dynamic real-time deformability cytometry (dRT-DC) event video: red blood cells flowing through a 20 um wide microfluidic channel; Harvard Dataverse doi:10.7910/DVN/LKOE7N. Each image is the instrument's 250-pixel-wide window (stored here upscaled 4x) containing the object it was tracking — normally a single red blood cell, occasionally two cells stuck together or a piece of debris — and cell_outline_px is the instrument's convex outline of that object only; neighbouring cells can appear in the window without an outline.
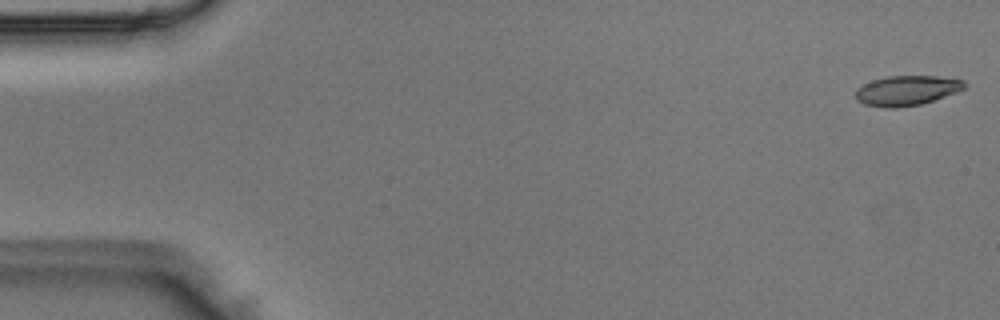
{"species": "Egyptian fruit bat (a non-hibernating species)", "species_latin": "Rousettus aegyptiacus", "temperature_condition": "room temperature", "stored_images_in_passage": 50, "camera_frame_rate_fps": 3000, "um_per_image_px": 0.085, "animal": {"sex": "male"}, "frame": {"image": 1, "passage_image": 1, "time_ms": 0.0, "image_size_px": [1000, 320], "cell_outline_px": [[968, 84], [964, 88], [956, 92], [920, 104], [896, 108], [884, 108], [864, 104], [856, 100], [856, 88], [872, 80], [888, 76], [936, 76], [964, 80]], "centroid_in_image_um": [77.05, 7.69], "position_along_channel_um": 7.9, "area_um2": 18.9}}
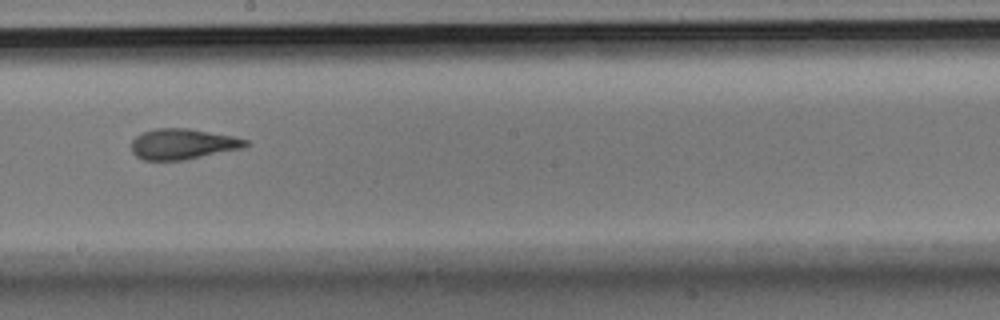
{"frame": {"image": 2, "passage_image": 28, "time_ms": 9.0, "image_size_px": [1000, 320], "cell_outline_px": [[252, 144], [244, 148], [184, 160], [144, 160], [136, 156], [132, 152], [132, 140], [140, 132], [156, 128], [188, 128], [232, 136], [248, 140]], "centroid_in_image_um": [15.54, 12.24], "position_along_channel_um": 232.7, "area_um2": 20.52}}
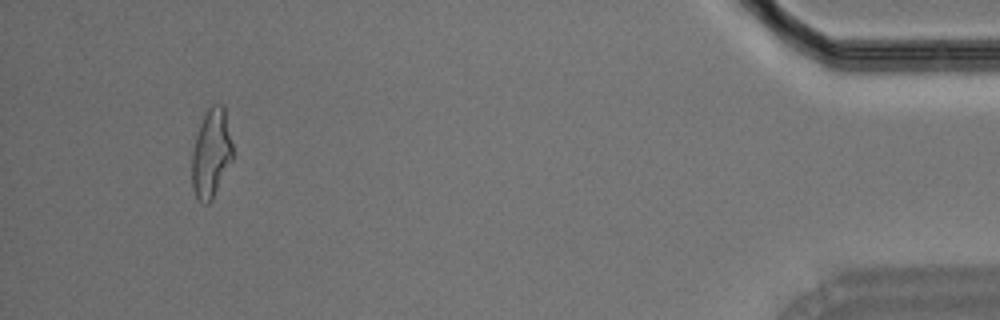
{"frame": {"image": 3, "passage_image": 47, "time_ms": 15.333, "image_size_px": [1000, 320], "cell_outline_px": [[232, 160], [212, 200], [208, 204], [204, 204], [196, 196], [192, 188], [192, 152], [196, 136], [204, 112], [212, 104], [224, 104], [232, 144]], "centroid_in_image_um": [17.95, 13.02], "position_along_channel_um": 417.3, "area_um2": 21.1}}